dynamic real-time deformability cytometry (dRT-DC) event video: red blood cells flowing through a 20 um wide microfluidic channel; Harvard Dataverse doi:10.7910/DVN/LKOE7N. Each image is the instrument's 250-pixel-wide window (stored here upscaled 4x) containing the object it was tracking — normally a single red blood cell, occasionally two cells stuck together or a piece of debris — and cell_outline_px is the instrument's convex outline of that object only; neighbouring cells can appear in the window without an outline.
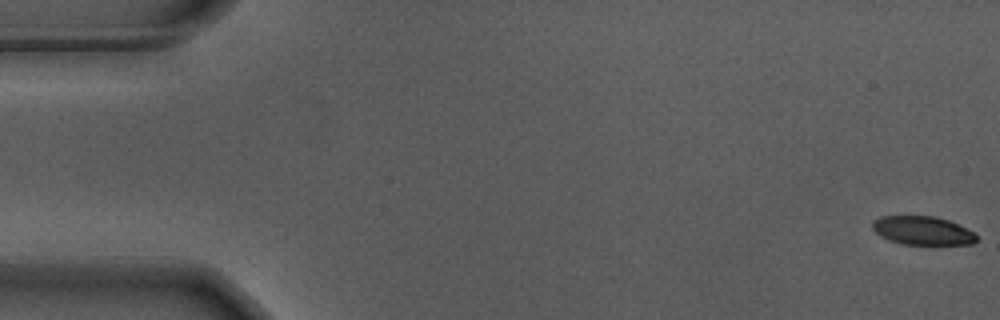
{"species": "Egyptian fruit bat (a non-hibernating species)", "species_latin": "Rousettus aegyptiacus", "temperature_condition": "warm", "stored_images_in_passage": 57, "camera_frame_rate_fps": 3000, "um_per_image_px": 0.085, "animal": {"sex": "male"}, "frame": {"image": 1, "passage_image": 1, "time_ms": 0.0, "image_size_px": [1000, 320], "cell_outline_px": [[980, 236], [972, 244], [904, 244], [888, 240], [880, 236], [872, 228], [872, 220], [880, 216], [932, 216], [948, 220]], "centroid_in_image_um": [78.38, 19.6], "position_along_channel_um": 6.6, "area_um2": 17.22}}
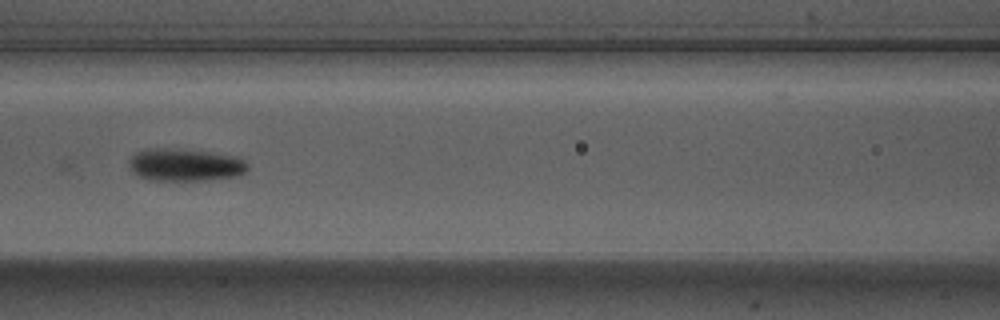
{"frame": {"image": 2, "passage_image": 25, "time_ms": 8.0, "image_size_px": [1000, 320], "cell_outline_px": [[248, 168], [240, 176], [212, 180], [148, 180], [132, 172], [128, 164], [128, 160], [136, 152], [148, 148], [156, 148], [208, 152], [236, 156], [244, 160], [248, 164]], "centroid_in_image_um": [15.74, 14.03], "position_along_channel_um": 150.9, "area_um2": 22.48}}
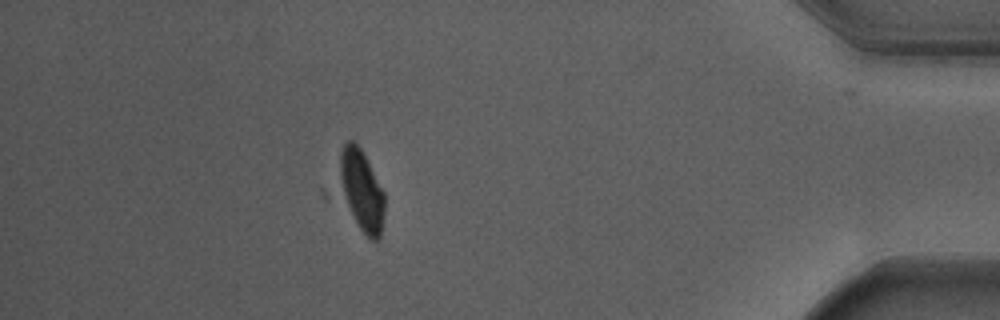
{"frame": {"image": 3, "passage_image": 50, "time_ms": 16.333, "image_size_px": [1000, 320], "cell_outline_px": [[384, 216], [380, 236], [376, 240], [372, 240], [360, 228], [340, 192], [340, 152], [344, 144], [348, 140], [352, 140], [360, 148], [384, 192]], "centroid_in_image_um": [30.73, 16.17], "position_along_channel_um": 404.5, "area_um2": 20.75}, "authors_computed_cell_mechanics": {"area_um2": 21.2704, "velocity_mm_per_s": 3.6583, "shape_relaxation_time_tau1_ms": null, "shape_relaxation_time_tau2_ms": 2.3233, "deformation_change_tau1": null, "deformation_change_tau2": 0.0688}}